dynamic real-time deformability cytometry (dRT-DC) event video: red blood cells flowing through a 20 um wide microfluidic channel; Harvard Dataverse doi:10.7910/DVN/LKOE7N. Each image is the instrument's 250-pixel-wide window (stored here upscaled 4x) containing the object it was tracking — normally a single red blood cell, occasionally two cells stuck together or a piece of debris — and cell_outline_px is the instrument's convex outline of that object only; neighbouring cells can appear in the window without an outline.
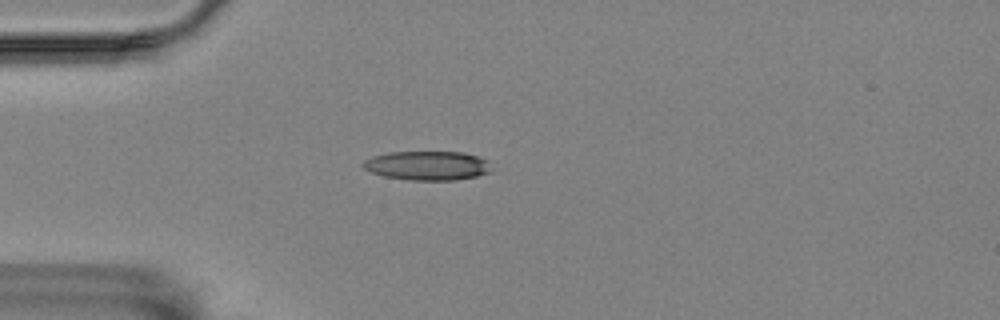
{"species": "Egyptian fruit bat (a non-hibernating species)", "species_latin": "Rousettus aegyptiacus", "temperature_condition": "room temperature", "stored_images_in_passage": 10, "camera_frame_rate_fps": 3000, "um_per_image_px": 0.085, "animal": {"sex": "female"}, "frame": {"image": 1, "passage_image": 4, "time_ms": 4.333, "image_size_px": [1000, 320], "cell_outline_px": [[492, 172], [476, 176], [456, 180], [408, 180], [384, 176], [372, 172], [364, 168], [360, 164], [364, 160], [372, 156], [388, 152], [464, 152], [488, 160]], "centroid_in_image_um": [36.33, 14.07], "position_along_channel_um": 48.7, "area_um2": 21.91}}
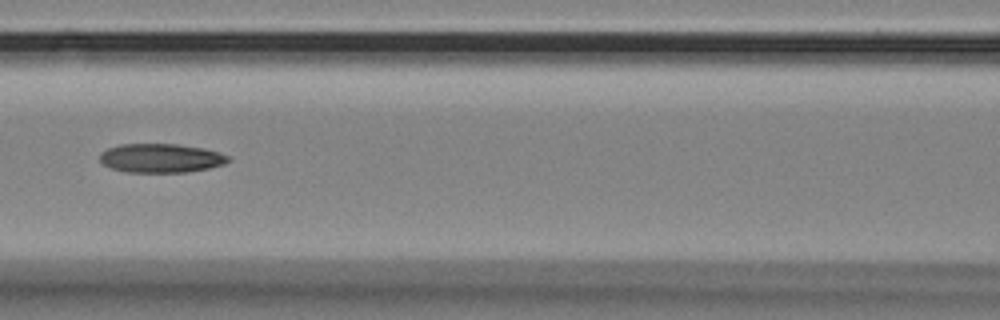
{"frame": {"image": 2, "passage_image": 7, "time_ms": 7.667, "image_size_px": [1000, 320], "cell_outline_px": [[232, 160], [224, 164], [208, 168], [184, 172], [124, 172], [112, 168], [104, 164], [100, 160], [100, 152], [108, 148], [120, 144], [176, 144], [204, 148], [228, 156]], "centroid_in_image_um": [13.66, 13.44], "position_along_channel_um": 152.9, "area_um2": 21.56}}
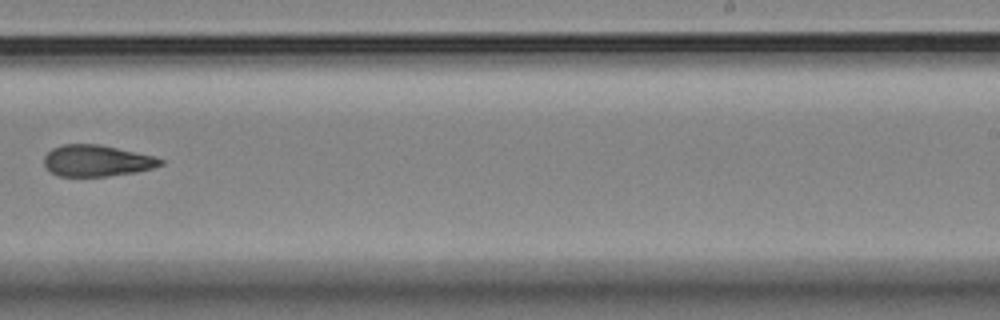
{"frame": {"image": 3, "passage_image": 10, "time_ms": 11.333, "image_size_px": [1000, 320], "cell_outline_px": [[164, 164], [152, 168], [136, 172], [108, 176], [60, 176], [44, 168], [44, 156], [52, 148], [64, 144], [100, 144], [156, 156], [164, 160]], "centroid_in_image_um": [8.24, 13.65], "position_along_channel_um": 280.8, "area_um2": 21.44}}